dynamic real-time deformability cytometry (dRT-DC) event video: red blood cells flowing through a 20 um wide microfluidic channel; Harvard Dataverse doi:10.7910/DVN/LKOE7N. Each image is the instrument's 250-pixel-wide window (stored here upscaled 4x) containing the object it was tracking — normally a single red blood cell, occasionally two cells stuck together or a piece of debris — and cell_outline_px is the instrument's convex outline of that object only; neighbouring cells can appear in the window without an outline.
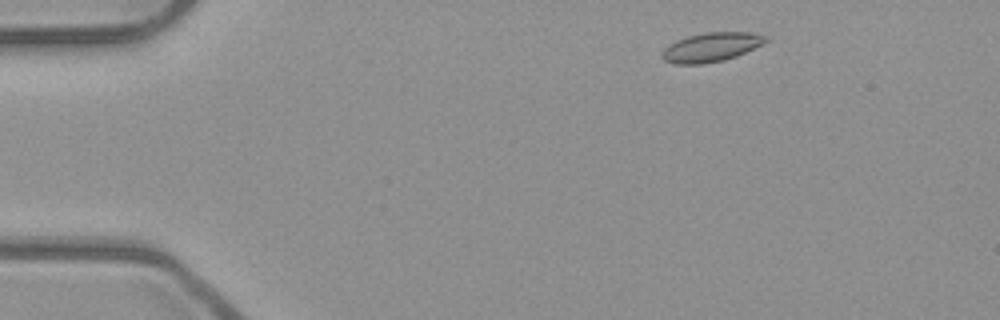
{"species": "common noctule bat (a hibernating species)", "species_latin": "Nyctalus noctula", "temperature_condition": "room temperature", "stored_images_in_passage": 5, "camera_frame_rate_fps": 3000, "um_per_image_px": 0.085, "animal": {"sex": "male", "body_mass_g": 23.1, "forearm_length_mm": 52.7}, "frame": {"image": 1, "passage_image": 1, "time_ms": 0.0, "image_size_px": [1000, 320], "cell_outline_px": [[768, 40], [736, 56], [724, 60], [700, 64], [676, 64], [664, 60], [660, 56], [660, 52], [668, 44], [676, 40], [688, 36], [704, 32], [752, 32], [768, 36]], "centroid_in_image_um": [60.39, 4.0], "position_along_channel_um": 24.6, "area_um2": 17.57}}
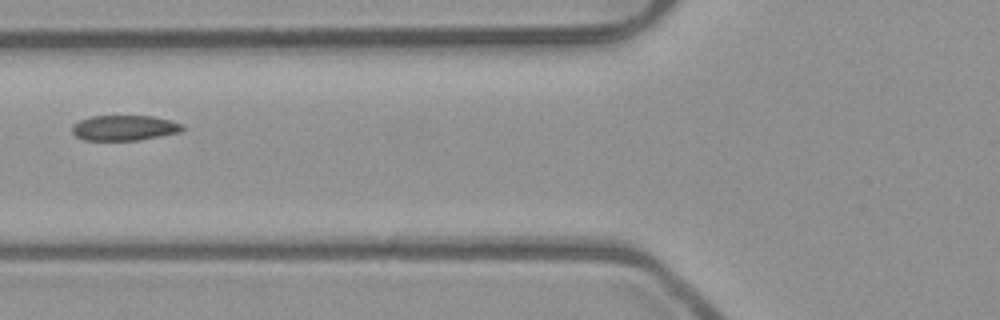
{"frame": {"image": 2, "passage_image": 4, "time_ms": 1.0, "image_size_px": [1000, 320], "cell_outline_px": [[184, 128], [180, 132], [140, 140], [84, 140], [76, 136], [72, 132], [72, 124], [80, 120], [92, 116], [152, 116], [172, 120], [184, 124]], "centroid_in_image_um": [10.59, 10.86], "position_along_channel_um": 115.2, "area_um2": 16.36}}
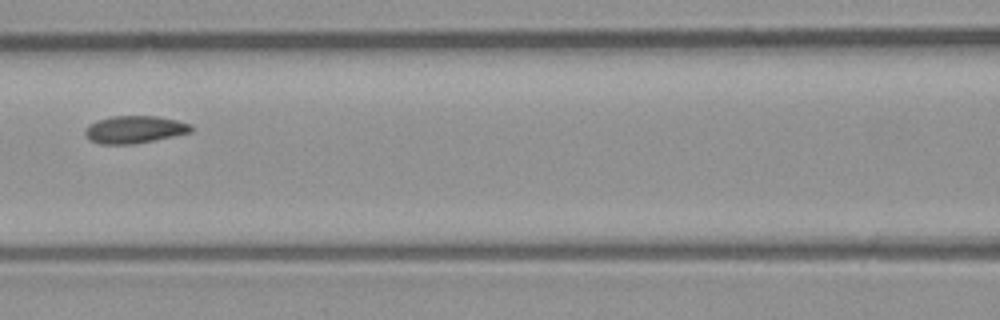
{"frame": {"image": 3, "passage_image": 5, "time_ms": 1.333, "image_size_px": [1000, 320], "cell_outline_px": [[192, 132], [132, 144], [100, 144], [92, 140], [84, 132], [84, 128], [88, 124], [112, 116], [156, 116], [176, 120], [192, 124]], "centroid_in_image_um": [11.44, 11.0], "position_along_channel_um": 155.2, "area_um2": 16.7}}